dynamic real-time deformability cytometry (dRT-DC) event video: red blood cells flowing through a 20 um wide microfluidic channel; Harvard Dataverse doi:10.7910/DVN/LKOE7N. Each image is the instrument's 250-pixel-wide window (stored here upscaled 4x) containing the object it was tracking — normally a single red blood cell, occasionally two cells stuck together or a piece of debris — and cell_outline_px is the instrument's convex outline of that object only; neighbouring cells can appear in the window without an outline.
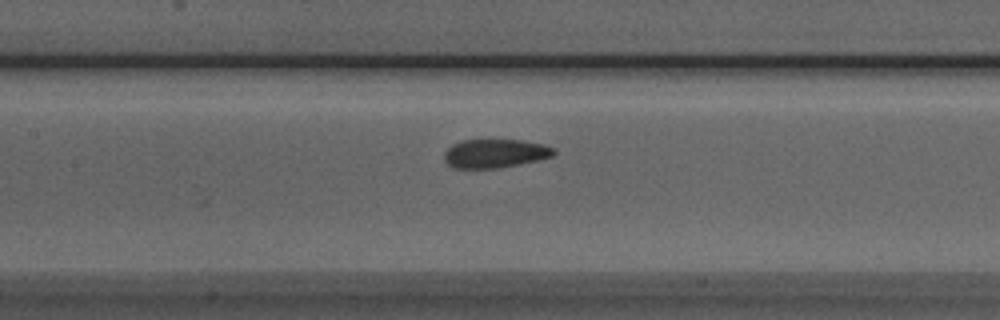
{"species": "Egyptian fruit bat (a non-hibernating species)", "species_latin": "Rousettus aegyptiacus", "temperature_condition": "room temperature", "stored_images_in_passage": 33, "camera_frame_rate_fps": 3000, "um_per_image_px": 0.085, "animal": {"sex": "male"}, "frame": {"image": 1, "passage_image": 10, "time_ms": 3.0, "image_size_px": [1000, 320], "cell_outline_px": [[556, 152], [552, 156], [520, 164], [496, 168], [452, 168], [444, 160], [444, 152], [452, 144], [460, 140], [524, 140], [544, 144], [556, 148]], "centroid_in_image_um": [42.07, 13.03], "position_along_channel_um": 165.3, "area_um2": 18.44}}
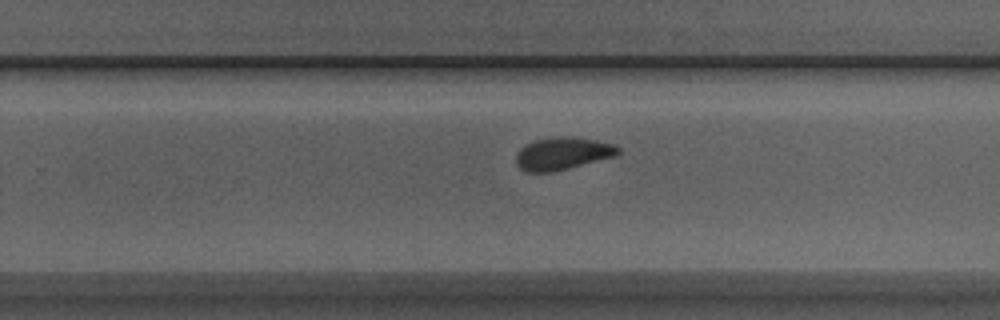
{"frame": {"image": 2, "passage_image": 19, "time_ms": 6.0, "image_size_px": [1000, 320], "cell_outline_px": [[620, 152], [616, 156], [552, 172], [528, 172], [520, 168], [516, 164], [516, 156], [520, 148], [532, 140], [560, 136], [564, 136], [596, 140], [612, 144], [620, 148]], "centroid_in_image_um": [47.8, 13.05], "position_along_channel_um": 282.0, "area_um2": 19.25}}
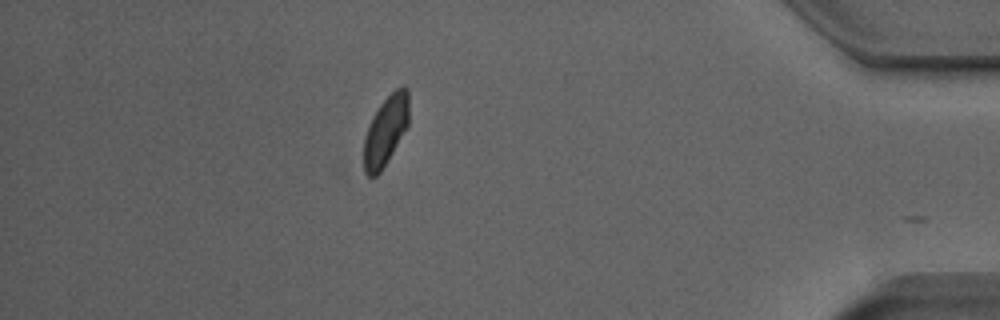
{"frame": {"image": 3, "passage_image": 32, "time_ms": 10.333, "image_size_px": [1000, 320], "cell_outline_px": [[408, 128], [380, 172], [376, 176], [368, 176], [364, 172], [364, 136], [368, 124], [372, 116], [380, 104], [396, 88], [408, 88]], "centroid_in_image_um": [32.77, 11.12], "position_along_channel_um": 402.4, "area_um2": 18.26}, "authors_computed_cell_mechanics": {"area_um2": 19.2474, "velocity_mm_per_s": 3.8974, "shape_relaxation_time_tau1_ms": 4.4931, "shape_relaxation_time_tau2_ms": 1.783, "deformation_change_tau1": 0.094, "deformation_change_tau2": 0.0611}}